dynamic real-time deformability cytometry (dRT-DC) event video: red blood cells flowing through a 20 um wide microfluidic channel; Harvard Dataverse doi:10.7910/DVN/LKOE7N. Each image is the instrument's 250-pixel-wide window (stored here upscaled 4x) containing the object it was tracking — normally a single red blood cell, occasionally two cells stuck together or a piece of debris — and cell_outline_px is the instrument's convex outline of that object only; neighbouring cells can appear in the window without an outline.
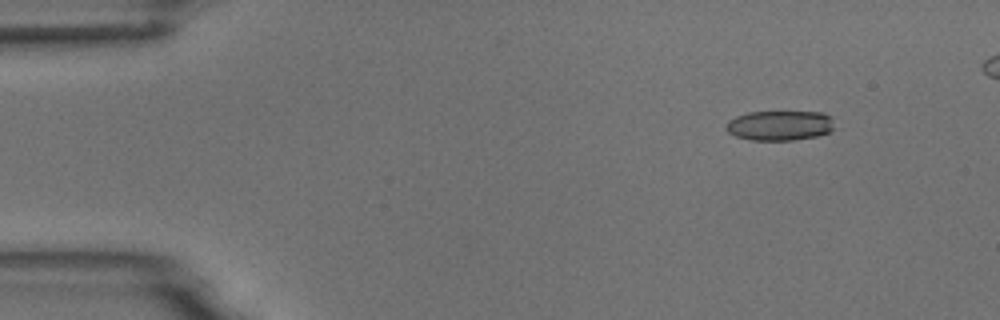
{"species": "common noctule bat (a hibernating species)", "species_latin": "Nyctalus noctula", "temperature_condition": "room temperature", "stored_images_in_passage": 6, "camera_frame_rate_fps": 3000, "um_per_image_px": 0.085, "animal": {"sex": "male", "body_mass_g": 18.8}, "frame": {"image": 1, "passage_image": 2, "time_ms": 1.0, "image_size_px": [1000, 320], "cell_outline_px": [[832, 128], [828, 132], [816, 136], [792, 140], [752, 140], [736, 136], [728, 132], [724, 128], [728, 120], [736, 116], [748, 112], [824, 112], [832, 116]], "centroid_in_image_um": [66.25, 10.66], "position_along_channel_um": 18.8, "area_um2": 18.84}}